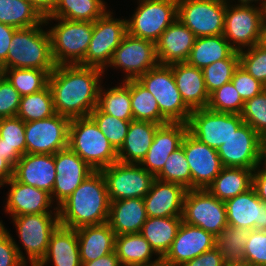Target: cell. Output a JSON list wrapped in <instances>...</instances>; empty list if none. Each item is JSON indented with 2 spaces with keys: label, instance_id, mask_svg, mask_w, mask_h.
Instances as JSON below:
<instances>
[{
  "label": "cell",
  "instance_id": "cell-35",
  "mask_svg": "<svg viewBox=\"0 0 266 266\" xmlns=\"http://www.w3.org/2000/svg\"><path fill=\"white\" fill-rule=\"evenodd\" d=\"M234 51L223 34L198 37L186 62L191 66L203 69L213 62L227 59Z\"/></svg>",
  "mask_w": 266,
  "mask_h": 266
},
{
  "label": "cell",
  "instance_id": "cell-9",
  "mask_svg": "<svg viewBox=\"0 0 266 266\" xmlns=\"http://www.w3.org/2000/svg\"><path fill=\"white\" fill-rule=\"evenodd\" d=\"M12 220L26 251V265L37 266L47 252L52 233L60 225L58 213L21 215Z\"/></svg>",
  "mask_w": 266,
  "mask_h": 266
},
{
  "label": "cell",
  "instance_id": "cell-55",
  "mask_svg": "<svg viewBox=\"0 0 266 266\" xmlns=\"http://www.w3.org/2000/svg\"><path fill=\"white\" fill-rule=\"evenodd\" d=\"M252 187L256 190V193H257L259 199L262 202L266 203V165L265 164L260 163L254 169Z\"/></svg>",
  "mask_w": 266,
  "mask_h": 266
},
{
  "label": "cell",
  "instance_id": "cell-19",
  "mask_svg": "<svg viewBox=\"0 0 266 266\" xmlns=\"http://www.w3.org/2000/svg\"><path fill=\"white\" fill-rule=\"evenodd\" d=\"M56 179L51 193L58 207L94 170L69 147L54 154Z\"/></svg>",
  "mask_w": 266,
  "mask_h": 266
},
{
  "label": "cell",
  "instance_id": "cell-10",
  "mask_svg": "<svg viewBox=\"0 0 266 266\" xmlns=\"http://www.w3.org/2000/svg\"><path fill=\"white\" fill-rule=\"evenodd\" d=\"M182 221L217 237L228 226L225 201L219 200L207 189L187 190L183 200Z\"/></svg>",
  "mask_w": 266,
  "mask_h": 266
},
{
  "label": "cell",
  "instance_id": "cell-8",
  "mask_svg": "<svg viewBox=\"0 0 266 266\" xmlns=\"http://www.w3.org/2000/svg\"><path fill=\"white\" fill-rule=\"evenodd\" d=\"M139 5L127 19V32L156 43L177 19V0H138Z\"/></svg>",
  "mask_w": 266,
  "mask_h": 266
},
{
  "label": "cell",
  "instance_id": "cell-54",
  "mask_svg": "<svg viewBox=\"0 0 266 266\" xmlns=\"http://www.w3.org/2000/svg\"><path fill=\"white\" fill-rule=\"evenodd\" d=\"M182 266H226L224 257L218 248H214L202 253L200 256L189 260Z\"/></svg>",
  "mask_w": 266,
  "mask_h": 266
},
{
  "label": "cell",
  "instance_id": "cell-6",
  "mask_svg": "<svg viewBox=\"0 0 266 266\" xmlns=\"http://www.w3.org/2000/svg\"><path fill=\"white\" fill-rule=\"evenodd\" d=\"M155 97L160 113L169 122L186 123L192 110L176 87L170 65L158 64L136 79Z\"/></svg>",
  "mask_w": 266,
  "mask_h": 266
},
{
  "label": "cell",
  "instance_id": "cell-12",
  "mask_svg": "<svg viewBox=\"0 0 266 266\" xmlns=\"http://www.w3.org/2000/svg\"><path fill=\"white\" fill-rule=\"evenodd\" d=\"M225 0H177V18L198 37L222 35Z\"/></svg>",
  "mask_w": 266,
  "mask_h": 266
},
{
  "label": "cell",
  "instance_id": "cell-5",
  "mask_svg": "<svg viewBox=\"0 0 266 266\" xmlns=\"http://www.w3.org/2000/svg\"><path fill=\"white\" fill-rule=\"evenodd\" d=\"M53 20L58 24L50 27L48 31L55 65L80 64L85 58L92 38L93 22L71 21L56 17L44 18L46 26Z\"/></svg>",
  "mask_w": 266,
  "mask_h": 266
},
{
  "label": "cell",
  "instance_id": "cell-22",
  "mask_svg": "<svg viewBox=\"0 0 266 266\" xmlns=\"http://www.w3.org/2000/svg\"><path fill=\"white\" fill-rule=\"evenodd\" d=\"M225 205L229 226L266 231V203L259 199L253 187L226 200Z\"/></svg>",
  "mask_w": 266,
  "mask_h": 266
},
{
  "label": "cell",
  "instance_id": "cell-34",
  "mask_svg": "<svg viewBox=\"0 0 266 266\" xmlns=\"http://www.w3.org/2000/svg\"><path fill=\"white\" fill-rule=\"evenodd\" d=\"M114 251L122 266L154 263L161 259L141 233L116 236ZM153 254L157 257L154 261Z\"/></svg>",
  "mask_w": 266,
  "mask_h": 266
},
{
  "label": "cell",
  "instance_id": "cell-7",
  "mask_svg": "<svg viewBox=\"0 0 266 266\" xmlns=\"http://www.w3.org/2000/svg\"><path fill=\"white\" fill-rule=\"evenodd\" d=\"M126 33L127 19H117L108 10L93 22L92 38L85 58L79 65L107 70L115 49Z\"/></svg>",
  "mask_w": 266,
  "mask_h": 266
},
{
  "label": "cell",
  "instance_id": "cell-15",
  "mask_svg": "<svg viewBox=\"0 0 266 266\" xmlns=\"http://www.w3.org/2000/svg\"><path fill=\"white\" fill-rule=\"evenodd\" d=\"M70 121L55 113L42 120L25 122L26 153L55 154L67 148Z\"/></svg>",
  "mask_w": 266,
  "mask_h": 266
},
{
  "label": "cell",
  "instance_id": "cell-56",
  "mask_svg": "<svg viewBox=\"0 0 266 266\" xmlns=\"http://www.w3.org/2000/svg\"><path fill=\"white\" fill-rule=\"evenodd\" d=\"M17 28L0 23V66L6 61L9 45Z\"/></svg>",
  "mask_w": 266,
  "mask_h": 266
},
{
  "label": "cell",
  "instance_id": "cell-46",
  "mask_svg": "<svg viewBox=\"0 0 266 266\" xmlns=\"http://www.w3.org/2000/svg\"><path fill=\"white\" fill-rule=\"evenodd\" d=\"M98 125L110 144L118 151L124 143L131 121L104 113L98 106L89 115Z\"/></svg>",
  "mask_w": 266,
  "mask_h": 266
},
{
  "label": "cell",
  "instance_id": "cell-26",
  "mask_svg": "<svg viewBox=\"0 0 266 266\" xmlns=\"http://www.w3.org/2000/svg\"><path fill=\"white\" fill-rule=\"evenodd\" d=\"M186 191L180 184L155 179L143 198L147 217L182 216Z\"/></svg>",
  "mask_w": 266,
  "mask_h": 266
},
{
  "label": "cell",
  "instance_id": "cell-29",
  "mask_svg": "<svg viewBox=\"0 0 266 266\" xmlns=\"http://www.w3.org/2000/svg\"><path fill=\"white\" fill-rule=\"evenodd\" d=\"M81 263L94 261L114 252L115 233L108 222L76 229Z\"/></svg>",
  "mask_w": 266,
  "mask_h": 266
},
{
  "label": "cell",
  "instance_id": "cell-18",
  "mask_svg": "<svg viewBox=\"0 0 266 266\" xmlns=\"http://www.w3.org/2000/svg\"><path fill=\"white\" fill-rule=\"evenodd\" d=\"M181 146L191 170L192 189H207L223 168L217 150L200 142L188 131Z\"/></svg>",
  "mask_w": 266,
  "mask_h": 266
},
{
  "label": "cell",
  "instance_id": "cell-31",
  "mask_svg": "<svg viewBox=\"0 0 266 266\" xmlns=\"http://www.w3.org/2000/svg\"><path fill=\"white\" fill-rule=\"evenodd\" d=\"M160 124L149 121L132 120L124 143L117 151L118 161L140 164L146 156L157 128Z\"/></svg>",
  "mask_w": 266,
  "mask_h": 266
},
{
  "label": "cell",
  "instance_id": "cell-60",
  "mask_svg": "<svg viewBox=\"0 0 266 266\" xmlns=\"http://www.w3.org/2000/svg\"><path fill=\"white\" fill-rule=\"evenodd\" d=\"M258 45L262 46L263 48H266V19L265 18L261 25Z\"/></svg>",
  "mask_w": 266,
  "mask_h": 266
},
{
  "label": "cell",
  "instance_id": "cell-59",
  "mask_svg": "<svg viewBox=\"0 0 266 266\" xmlns=\"http://www.w3.org/2000/svg\"><path fill=\"white\" fill-rule=\"evenodd\" d=\"M13 166L0 153V185L13 177Z\"/></svg>",
  "mask_w": 266,
  "mask_h": 266
},
{
  "label": "cell",
  "instance_id": "cell-21",
  "mask_svg": "<svg viewBox=\"0 0 266 266\" xmlns=\"http://www.w3.org/2000/svg\"><path fill=\"white\" fill-rule=\"evenodd\" d=\"M5 184H8L10 189L7 194L4 212L9 214L10 217L40 213H58V208L55 206L51 210L54 203L48 192L23 184L14 177L1 184L0 188L4 187Z\"/></svg>",
  "mask_w": 266,
  "mask_h": 266
},
{
  "label": "cell",
  "instance_id": "cell-51",
  "mask_svg": "<svg viewBox=\"0 0 266 266\" xmlns=\"http://www.w3.org/2000/svg\"><path fill=\"white\" fill-rule=\"evenodd\" d=\"M245 265L266 266V231L250 230L244 248Z\"/></svg>",
  "mask_w": 266,
  "mask_h": 266
},
{
  "label": "cell",
  "instance_id": "cell-61",
  "mask_svg": "<svg viewBox=\"0 0 266 266\" xmlns=\"http://www.w3.org/2000/svg\"><path fill=\"white\" fill-rule=\"evenodd\" d=\"M227 3H229V4H231L230 2H232V1H230V0H225ZM256 2L257 1V3H258V1H260V3H259V7L260 8H265V6H266V0H238V5H254V4H252L253 2Z\"/></svg>",
  "mask_w": 266,
  "mask_h": 266
},
{
  "label": "cell",
  "instance_id": "cell-57",
  "mask_svg": "<svg viewBox=\"0 0 266 266\" xmlns=\"http://www.w3.org/2000/svg\"><path fill=\"white\" fill-rule=\"evenodd\" d=\"M45 18L55 9L58 0H26Z\"/></svg>",
  "mask_w": 266,
  "mask_h": 266
},
{
  "label": "cell",
  "instance_id": "cell-11",
  "mask_svg": "<svg viewBox=\"0 0 266 266\" xmlns=\"http://www.w3.org/2000/svg\"><path fill=\"white\" fill-rule=\"evenodd\" d=\"M264 8L255 5L226 4L224 38L237 52L258 44Z\"/></svg>",
  "mask_w": 266,
  "mask_h": 266
},
{
  "label": "cell",
  "instance_id": "cell-52",
  "mask_svg": "<svg viewBox=\"0 0 266 266\" xmlns=\"http://www.w3.org/2000/svg\"><path fill=\"white\" fill-rule=\"evenodd\" d=\"M20 100L19 92L0 74V119L16 117Z\"/></svg>",
  "mask_w": 266,
  "mask_h": 266
},
{
  "label": "cell",
  "instance_id": "cell-45",
  "mask_svg": "<svg viewBox=\"0 0 266 266\" xmlns=\"http://www.w3.org/2000/svg\"><path fill=\"white\" fill-rule=\"evenodd\" d=\"M239 66V53L234 51L227 59H222L202 69L205 85L210 94L217 88L232 80Z\"/></svg>",
  "mask_w": 266,
  "mask_h": 266
},
{
  "label": "cell",
  "instance_id": "cell-17",
  "mask_svg": "<svg viewBox=\"0 0 266 266\" xmlns=\"http://www.w3.org/2000/svg\"><path fill=\"white\" fill-rule=\"evenodd\" d=\"M158 64L156 43L127 32L115 49L108 67L120 68L126 74L124 80H130L137 79Z\"/></svg>",
  "mask_w": 266,
  "mask_h": 266
},
{
  "label": "cell",
  "instance_id": "cell-58",
  "mask_svg": "<svg viewBox=\"0 0 266 266\" xmlns=\"http://www.w3.org/2000/svg\"><path fill=\"white\" fill-rule=\"evenodd\" d=\"M82 266H122L115 251L108 254L101 256L100 258L91 261L82 263Z\"/></svg>",
  "mask_w": 266,
  "mask_h": 266
},
{
  "label": "cell",
  "instance_id": "cell-38",
  "mask_svg": "<svg viewBox=\"0 0 266 266\" xmlns=\"http://www.w3.org/2000/svg\"><path fill=\"white\" fill-rule=\"evenodd\" d=\"M106 9L104 0H58L54 11L47 17L94 22L108 11Z\"/></svg>",
  "mask_w": 266,
  "mask_h": 266
},
{
  "label": "cell",
  "instance_id": "cell-30",
  "mask_svg": "<svg viewBox=\"0 0 266 266\" xmlns=\"http://www.w3.org/2000/svg\"><path fill=\"white\" fill-rule=\"evenodd\" d=\"M82 266L76 229L59 225L50 237L47 252L37 266Z\"/></svg>",
  "mask_w": 266,
  "mask_h": 266
},
{
  "label": "cell",
  "instance_id": "cell-37",
  "mask_svg": "<svg viewBox=\"0 0 266 266\" xmlns=\"http://www.w3.org/2000/svg\"><path fill=\"white\" fill-rule=\"evenodd\" d=\"M100 86L98 107L109 115L116 118L132 121L133 113L131 109L130 80H123L118 86L103 89Z\"/></svg>",
  "mask_w": 266,
  "mask_h": 266
},
{
  "label": "cell",
  "instance_id": "cell-36",
  "mask_svg": "<svg viewBox=\"0 0 266 266\" xmlns=\"http://www.w3.org/2000/svg\"><path fill=\"white\" fill-rule=\"evenodd\" d=\"M0 153L13 167L26 154L25 122L20 118L0 119Z\"/></svg>",
  "mask_w": 266,
  "mask_h": 266
},
{
  "label": "cell",
  "instance_id": "cell-40",
  "mask_svg": "<svg viewBox=\"0 0 266 266\" xmlns=\"http://www.w3.org/2000/svg\"><path fill=\"white\" fill-rule=\"evenodd\" d=\"M43 22L44 17L26 0H0V23L28 28Z\"/></svg>",
  "mask_w": 266,
  "mask_h": 266
},
{
  "label": "cell",
  "instance_id": "cell-28",
  "mask_svg": "<svg viewBox=\"0 0 266 266\" xmlns=\"http://www.w3.org/2000/svg\"><path fill=\"white\" fill-rule=\"evenodd\" d=\"M146 220L143 198L110 201L108 223L116 236L140 233Z\"/></svg>",
  "mask_w": 266,
  "mask_h": 266
},
{
  "label": "cell",
  "instance_id": "cell-63",
  "mask_svg": "<svg viewBox=\"0 0 266 266\" xmlns=\"http://www.w3.org/2000/svg\"><path fill=\"white\" fill-rule=\"evenodd\" d=\"M262 163L266 165V136L263 137Z\"/></svg>",
  "mask_w": 266,
  "mask_h": 266
},
{
  "label": "cell",
  "instance_id": "cell-13",
  "mask_svg": "<svg viewBox=\"0 0 266 266\" xmlns=\"http://www.w3.org/2000/svg\"><path fill=\"white\" fill-rule=\"evenodd\" d=\"M110 201L127 198H144L151 190L156 177L140 164L115 162L101 170Z\"/></svg>",
  "mask_w": 266,
  "mask_h": 266
},
{
  "label": "cell",
  "instance_id": "cell-41",
  "mask_svg": "<svg viewBox=\"0 0 266 266\" xmlns=\"http://www.w3.org/2000/svg\"><path fill=\"white\" fill-rule=\"evenodd\" d=\"M131 109L134 120L166 124L169 121L160 113L152 93L136 79H130Z\"/></svg>",
  "mask_w": 266,
  "mask_h": 266
},
{
  "label": "cell",
  "instance_id": "cell-23",
  "mask_svg": "<svg viewBox=\"0 0 266 266\" xmlns=\"http://www.w3.org/2000/svg\"><path fill=\"white\" fill-rule=\"evenodd\" d=\"M187 131L186 123L168 122L160 125L140 165L156 177L163 169L169 155L181 146Z\"/></svg>",
  "mask_w": 266,
  "mask_h": 266
},
{
  "label": "cell",
  "instance_id": "cell-48",
  "mask_svg": "<svg viewBox=\"0 0 266 266\" xmlns=\"http://www.w3.org/2000/svg\"><path fill=\"white\" fill-rule=\"evenodd\" d=\"M240 115L244 123L250 125L262 138L266 136V88L259 95L244 101Z\"/></svg>",
  "mask_w": 266,
  "mask_h": 266
},
{
  "label": "cell",
  "instance_id": "cell-50",
  "mask_svg": "<svg viewBox=\"0 0 266 266\" xmlns=\"http://www.w3.org/2000/svg\"><path fill=\"white\" fill-rule=\"evenodd\" d=\"M20 249L0 220V266H27L26 257Z\"/></svg>",
  "mask_w": 266,
  "mask_h": 266
},
{
  "label": "cell",
  "instance_id": "cell-62",
  "mask_svg": "<svg viewBox=\"0 0 266 266\" xmlns=\"http://www.w3.org/2000/svg\"><path fill=\"white\" fill-rule=\"evenodd\" d=\"M130 266H168L162 258L154 263H148V264H136V265H130Z\"/></svg>",
  "mask_w": 266,
  "mask_h": 266
},
{
  "label": "cell",
  "instance_id": "cell-20",
  "mask_svg": "<svg viewBox=\"0 0 266 266\" xmlns=\"http://www.w3.org/2000/svg\"><path fill=\"white\" fill-rule=\"evenodd\" d=\"M216 246V237L198 226L182 222L170 249L162 260L168 266H182Z\"/></svg>",
  "mask_w": 266,
  "mask_h": 266
},
{
  "label": "cell",
  "instance_id": "cell-53",
  "mask_svg": "<svg viewBox=\"0 0 266 266\" xmlns=\"http://www.w3.org/2000/svg\"><path fill=\"white\" fill-rule=\"evenodd\" d=\"M231 81L243 101L259 95L266 88L240 65L236 68Z\"/></svg>",
  "mask_w": 266,
  "mask_h": 266
},
{
  "label": "cell",
  "instance_id": "cell-47",
  "mask_svg": "<svg viewBox=\"0 0 266 266\" xmlns=\"http://www.w3.org/2000/svg\"><path fill=\"white\" fill-rule=\"evenodd\" d=\"M243 106V99L230 81L209 94L206 108L216 112L241 114Z\"/></svg>",
  "mask_w": 266,
  "mask_h": 266
},
{
  "label": "cell",
  "instance_id": "cell-32",
  "mask_svg": "<svg viewBox=\"0 0 266 266\" xmlns=\"http://www.w3.org/2000/svg\"><path fill=\"white\" fill-rule=\"evenodd\" d=\"M182 222V216L147 217L140 233L155 253L163 258L170 249Z\"/></svg>",
  "mask_w": 266,
  "mask_h": 266
},
{
  "label": "cell",
  "instance_id": "cell-2",
  "mask_svg": "<svg viewBox=\"0 0 266 266\" xmlns=\"http://www.w3.org/2000/svg\"><path fill=\"white\" fill-rule=\"evenodd\" d=\"M60 225L77 229L108 222L110 200L101 171H93L58 207Z\"/></svg>",
  "mask_w": 266,
  "mask_h": 266
},
{
  "label": "cell",
  "instance_id": "cell-43",
  "mask_svg": "<svg viewBox=\"0 0 266 266\" xmlns=\"http://www.w3.org/2000/svg\"><path fill=\"white\" fill-rule=\"evenodd\" d=\"M55 113L52 93L47 86L39 92L21 96L16 117L24 122H30L48 118Z\"/></svg>",
  "mask_w": 266,
  "mask_h": 266
},
{
  "label": "cell",
  "instance_id": "cell-49",
  "mask_svg": "<svg viewBox=\"0 0 266 266\" xmlns=\"http://www.w3.org/2000/svg\"><path fill=\"white\" fill-rule=\"evenodd\" d=\"M239 53V65L266 87V48L256 44Z\"/></svg>",
  "mask_w": 266,
  "mask_h": 266
},
{
  "label": "cell",
  "instance_id": "cell-24",
  "mask_svg": "<svg viewBox=\"0 0 266 266\" xmlns=\"http://www.w3.org/2000/svg\"><path fill=\"white\" fill-rule=\"evenodd\" d=\"M13 177L51 195L56 179L54 154L22 155L13 168Z\"/></svg>",
  "mask_w": 266,
  "mask_h": 266
},
{
  "label": "cell",
  "instance_id": "cell-44",
  "mask_svg": "<svg viewBox=\"0 0 266 266\" xmlns=\"http://www.w3.org/2000/svg\"><path fill=\"white\" fill-rule=\"evenodd\" d=\"M156 179L180 184L187 190L192 189L191 170L182 146L169 155Z\"/></svg>",
  "mask_w": 266,
  "mask_h": 266
},
{
  "label": "cell",
  "instance_id": "cell-33",
  "mask_svg": "<svg viewBox=\"0 0 266 266\" xmlns=\"http://www.w3.org/2000/svg\"><path fill=\"white\" fill-rule=\"evenodd\" d=\"M253 171L247 168L223 167L207 190L221 201H226L252 188Z\"/></svg>",
  "mask_w": 266,
  "mask_h": 266
},
{
  "label": "cell",
  "instance_id": "cell-16",
  "mask_svg": "<svg viewBox=\"0 0 266 266\" xmlns=\"http://www.w3.org/2000/svg\"><path fill=\"white\" fill-rule=\"evenodd\" d=\"M263 138L247 123H243L229 139L218 147L223 167L254 170L262 163Z\"/></svg>",
  "mask_w": 266,
  "mask_h": 266
},
{
  "label": "cell",
  "instance_id": "cell-64",
  "mask_svg": "<svg viewBox=\"0 0 266 266\" xmlns=\"http://www.w3.org/2000/svg\"><path fill=\"white\" fill-rule=\"evenodd\" d=\"M264 18L266 19V6L264 8Z\"/></svg>",
  "mask_w": 266,
  "mask_h": 266
},
{
  "label": "cell",
  "instance_id": "cell-14",
  "mask_svg": "<svg viewBox=\"0 0 266 266\" xmlns=\"http://www.w3.org/2000/svg\"><path fill=\"white\" fill-rule=\"evenodd\" d=\"M243 123L240 114L202 108L192 110L187 125L193 137L217 150Z\"/></svg>",
  "mask_w": 266,
  "mask_h": 266
},
{
  "label": "cell",
  "instance_id": "cell-3",
  "mask_svg": "<svg viewBox=\"0 0 266 266\" xmlns=\"http://www.w3.org/2000/svg\"><path fill=\"white\" fill-rule=\"evenodd\" d=\"M46 25L17 28L13 34L6 61L1 69L30 68L54 70L55 63L51 54V39Z\"/></svg>",
  "mask_w": 266,
  "mask_h": 266
},
{
  "label": "cell",
  "instance_id": "cell-4",
  "mask_svg": "<svg viewBox=\"0 0 266 266\" xmlns=\"http://www.w3.org/2000/svg\"><path fill=\"white\" fill-rule=\"evenodd\" d=\"M68 147L94 171L118 161L117 151L90 116L71 119Z\"/></svg>",
  "mask_w": 266,
  "mask_h": 266
},
{
  "label": "cell",
  "instance_id": "cell-39",
  "mask_svg": "<svg viewBox=\"0 0 266 266\" xmlns=\"http://www.w3.org/2000/svg\"><path fill=\"white\" fill-rule=\"evenodd\" d=\"M250 230L227 226L216 237V247L224 257L226 266L245 265L244 248Z\"/></svg>",
  "mask_w": 266,
  "mask_h": 266
},
{
  "label": "cell",
  "instance_id": "cell-1",
  "mask_svg": "<svg viewBox=\"0 0 266 266\" xmlns=\"http://www.w3.org/2000/svg\"><path fill=\"white\" fill-rule=\"evenodd\" d=\"M104 72L79 64L55 66L48 82L55 112L69 119L88 117L98 105Z\"/></svg>",
  "mask_w": 266,
  "mask_h": 266
},
{
  "label": "cell",
  "instance_id": "cell-27",
  "mask_svg": "<svg viewBox=\"0 0 266 266\" xmlns=\"http://www.w3.org/2000/svg\"><path fill=\"white\" fill-rule=\"evenodd\" d=\"M172 67L176 87L184 103L191 109L206 108L209 102L203 71L187 62L174 63Z\"/></svg>",
  "mask_w": 266,
  "mask_h": 266
},
{
  "label": "cell",
  "instance_id": "cell-25",
  "mask_svg": "<svg viewBox=\"0 0 266 266\" xmlns=\"http://www.w3.org/2000/svg\"><path fill=\"white\" fill-rule=\"evenodd\" d=\"M196 38L194 33L177 18L156 42L159 64L171 65L186 62Z\"/></svg>",
  "mask_w": 266,
  "mask_h": 266
},
{
  "label": "cell",
  "instance_id": "cell-42",
  "mask_svg": "<svg viewBox=\"0 0 266 266\" xmlns=\"http://www.w3.org/2000/svg\"><path fill=\"white\" fill-rule=\"evenodd\" d=\"M53 70L30 68L1 69V74L13 85L21 96L33 94L48 86Z\"/></svg>",
  "mask_w": 266,
  "mask_h": 266
}]
</instances>
